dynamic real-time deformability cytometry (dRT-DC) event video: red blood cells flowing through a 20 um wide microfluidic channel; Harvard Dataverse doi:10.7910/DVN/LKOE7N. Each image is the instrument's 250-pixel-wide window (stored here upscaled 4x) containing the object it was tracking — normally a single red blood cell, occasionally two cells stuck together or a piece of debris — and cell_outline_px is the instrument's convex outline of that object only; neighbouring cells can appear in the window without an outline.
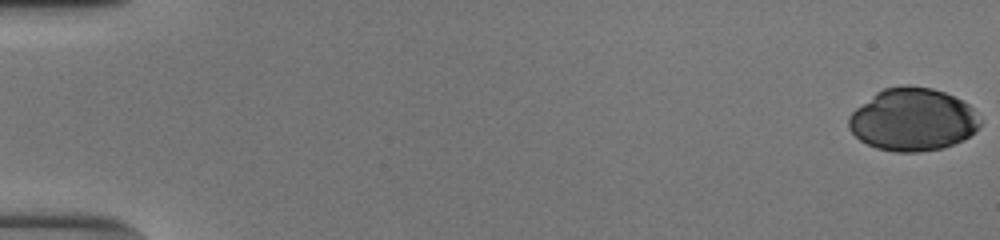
{"species": "human", "species_latin": "Homo sapiens", "temperature_condition": "cold", "stored_images_in_passage": 54, "camera_frame_rate_fps": 3000, "um_per_image_px": 0.085, "donor": {"sex": "male"}, "frame": {"image": 1, "passage_image": 1, "time_ms": 0.0, "image_size_px": [1000, 240], "cell_outline_px": [[980, 124], [964, 140], [944, 148], [920, 152], [896, 152], [876, 148], [860, 140], [848, 128], [848, 116], [856, 108], [876, 92], [884, 88], [904, 84], [932, 88], [944, 92], [968, 104], [972, 108], [980, 120]], "centroid_in_image_um": [77.55, 10.17], "position_along_channel_um": 7.4, "area_um2": 47.97}}
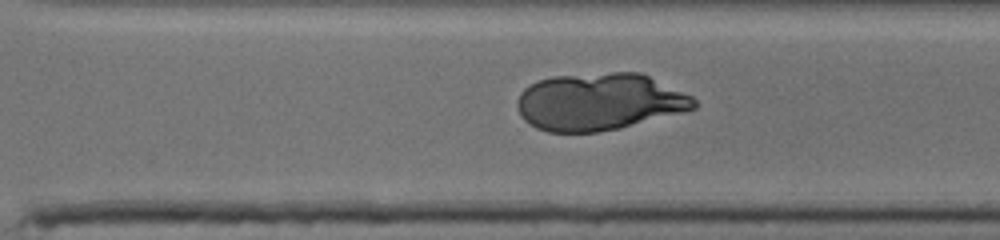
{"frame": {"image": 2, "passage_image": 39, "time_ms": 12.667, "image_size_px": [1000, 240], "cell_outline_px": [[696, 108], [620, 128], [596, 132], [548, 132], [536, 128], [528, 124], [520, 116], [516, 104], [516, 100], [520, 92], [524, 88], [540, 80], [552, 76], [612, 72], [640, 72], [692, 96], [696, 100]], "centroid_in_image_um": [50.89, 8.65], "position_along_channel_um": 319.7, "area_um2": 58.9}}
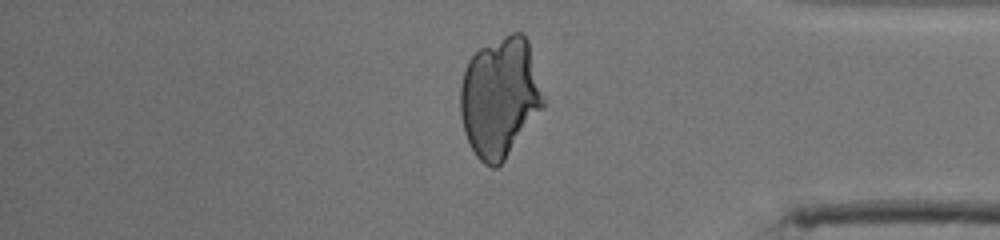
{"frame": {"image": 3, "passage_image": 46, "time_ms": 15.0, "image_size_px": [1000, 240], "cell_outline_px": [[544, 104], [504, 160], [496, 168], [492, 168], [484, 164], [476, 156], [464, 132], [460, 116], [460, 84], [464, 68], [468, 60], [480, 48], [512, 32], [520, 32], [528, 40], [544, 100]], "centroid_in_image_um": [42.44, 8.26], "position_along_channel_um": 392.8, "area_um2": 57.4}}